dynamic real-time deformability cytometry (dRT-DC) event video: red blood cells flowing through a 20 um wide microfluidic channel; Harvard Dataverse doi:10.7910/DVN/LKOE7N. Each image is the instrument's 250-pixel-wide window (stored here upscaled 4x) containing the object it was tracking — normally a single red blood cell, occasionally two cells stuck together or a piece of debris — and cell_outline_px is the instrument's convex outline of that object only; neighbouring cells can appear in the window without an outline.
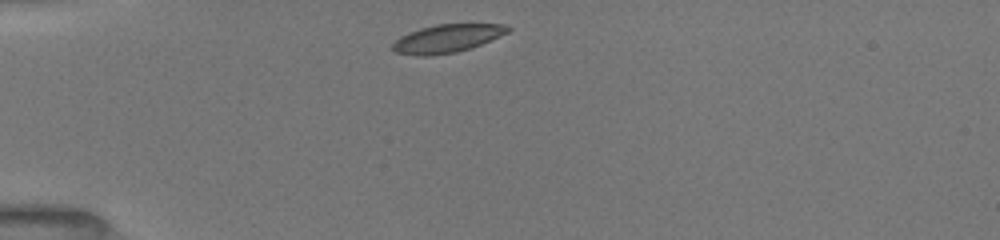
{"species": "common noctule bat (a hibernating species)", "species_latin": "Nyctalus noctula", "temperature_condition": "room temperature", "stored_images_in_passage": 39, "camera_frame_rate_fps": 3000, "um_per_image_px": 0.085, "animal": {"sex": "female", "body_mass_g": 19.5, "forearm_length_mm": 54.1}, "frame": {"image": 1, "passage_image": 1, "time_ms": 0.0, "image_size_px": [1000, 240], "cell_outline_px": [[512, 28], [508, 32], [500, 36], [472, 48], [456, 52], [432, 56], [420, 56], [396, 52], [392, 48], [392, 44], [400, 36], [408, 32], [420, 28], [436, 24], [504, 24]], "centroid_in_image_um": [38.0, 3.27], "position_along_channel_um": 47.0, "area_um2": 18.96}}
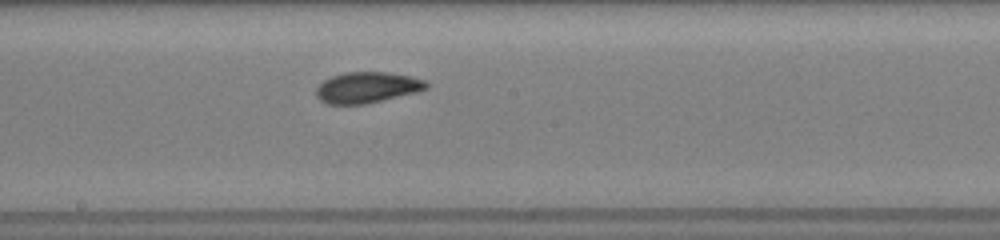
{"frame": {"image": 2, "passage_image": 16, "time_ms": 5.0, "image_size_px": [1000, 240], "cell_outline_px": [[428, 88], [416, 92], [364, 104], [328, 104], [320, 100], [316, 96], [316, 88], [324, 80], [332, 76], [344, 72], [388, 72], [412, 76], [424, 80], [428, 84]], "centroid_in_image_um": [31.19, 7.42], "position_along_channel_um": 217.0, "area_um2": 19.77}}
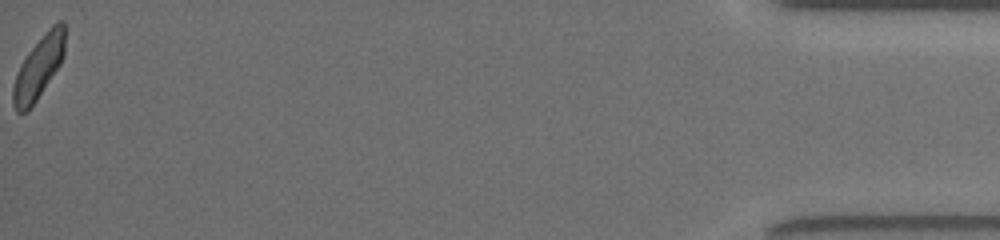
{"frame": {"image": 3, "passage_image": 39, "time_ms": 12.667, "image_size_px": [1000, 240], "cell_outline_px": [[64, 56], [60, 64], [36, 100], [24, 112], [16, 112], [12, 104], [12, 88], [20, 64], [28, 52], [48, 28], [52, 24], [60, 20], [64, 20]], "centroid_in_image_um": [3.28, 5.7], "position_along_channel_um": 431.9, "area_um2": 18.61}, "authors_computed_cell_mechanics": {"area_um2": 19.2474, "velocity_mm_per_s": 3.9529, "shape_relaxation_time_tau1_ms": 4.2928, "shape_relaxation_time_tau2_ms": 2.2025, "deformation_change_tau1": 0.1169, "deformation_change_tau2": 0.0597}}